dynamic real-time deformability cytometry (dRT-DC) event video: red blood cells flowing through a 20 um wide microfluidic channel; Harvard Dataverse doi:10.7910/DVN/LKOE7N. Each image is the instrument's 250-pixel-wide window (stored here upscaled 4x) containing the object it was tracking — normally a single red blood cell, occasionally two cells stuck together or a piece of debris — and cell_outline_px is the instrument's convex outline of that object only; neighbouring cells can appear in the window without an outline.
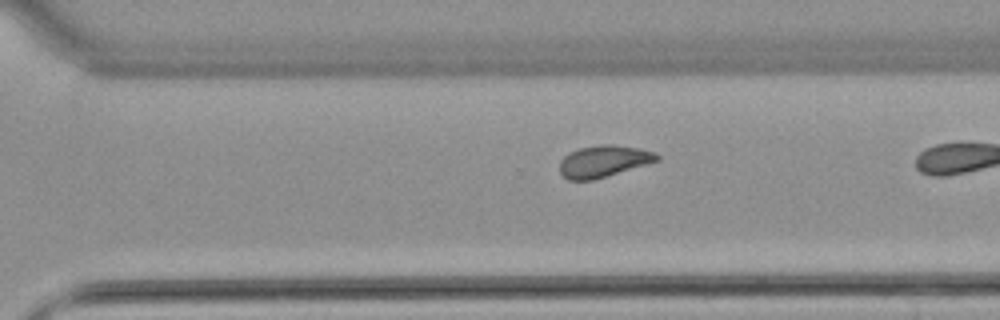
{"species": "common noctule bat (a hibernating species)", "species_latin": "Nyctalus noctula", "temperature_condition": "warm", "stored_images_in_passage": 30, "camera_frame_rate_fps": 3000, "um_per_image_px": 0.085, "animal": {"sex": "female", "body_mass_g": 22.7, "forearm_length_mm": 54.2}, "frame": {"image": 1, "passage_image": 26, "time_ms": 8.333, "image_size_px": [1000, 320], "cell_outline_px": [[660, 160], [592, 180], [568, 180], [560, 172], [560, 160], [568, 152], [580, 148], [600, 144], [612, 144], [636, 148], [656, 152], [660, 156]], "centroid_in_image_um": [51.29, 13.69], "position_along_channel_um": 319.3, "area_um2": 17.86}}